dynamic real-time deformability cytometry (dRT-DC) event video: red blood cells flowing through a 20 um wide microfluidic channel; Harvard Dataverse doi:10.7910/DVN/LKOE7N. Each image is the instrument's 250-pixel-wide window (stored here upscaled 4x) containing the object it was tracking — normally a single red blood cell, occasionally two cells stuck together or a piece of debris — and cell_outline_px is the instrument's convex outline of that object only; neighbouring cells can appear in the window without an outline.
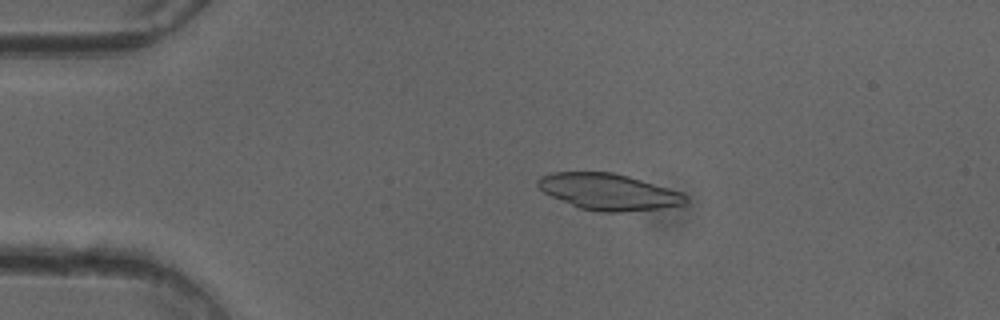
{"species": "common noctule bat (a hibernating species)", "species_latin": "Nyctalus noctula", "temperature_condition": "cold", "stored_images_in_passage": 48, "camera_frame_rate_fps": 3000, "um_per_image_px": 0.085, "animal": {"sex": "female"}, "frame": {"image": 1, "passage_image": 8, "time_ms": 2.333, "image_size_px": [1000, 320], "cell_outline_px": [[688, 200], [684, 204], [660, 208], [624, 212], [600, 212], [580, 208], [552, 196], [544, 192], [536, 184], [536, 180], [540, 176], [552, 172], [612, 172], [628, 176], [668, 188], [680, 192], [688, 196]], "centroid_in_image_um": [51.71, 16.3], "position_along_channel_um": 33.3, "area_um2": 31.04}}
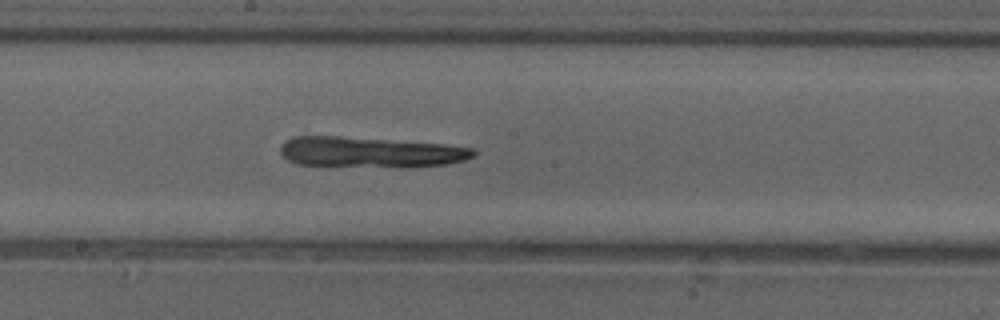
{"frame": {"image": 2, "passage_image": 25, "time_ms": 8.0, "image_size_px": [1000, 320], "cell_outline_px": [[476, 156], [464, 160], [448, 164], [400, 168], [296, 164], [288, 160], [280, 152], [280, 148], [284, 140], [292, 136], [340, 136], [444, 144], [472, 148], [476, 152]], "centroid_in_image_um": [31.47, 12.94], "position_along_channel_um": 216.7, "area_um2": 34.74}}
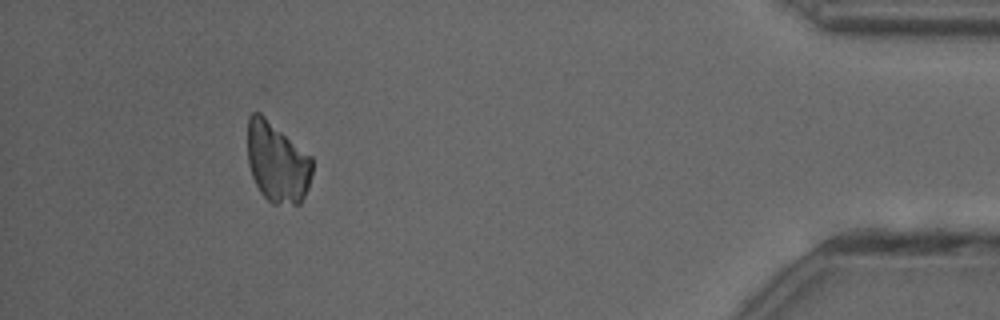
{"frame": {"image": 3, "passage_image": 44, "time_ms": 14.333, "image_size_px": [1000, 320], "cell_outline_px": [[312, 172], [308, 188], [300, 204], [272, 204], [260, 192], [252, 176], [248, 164], [248, 116], [252, 112], [260, 112], [312, 156]], "centroid_in_image_um": [23.56, 13.79], "position_along_channel_um": 411.6, "area_um2": 30.4}}